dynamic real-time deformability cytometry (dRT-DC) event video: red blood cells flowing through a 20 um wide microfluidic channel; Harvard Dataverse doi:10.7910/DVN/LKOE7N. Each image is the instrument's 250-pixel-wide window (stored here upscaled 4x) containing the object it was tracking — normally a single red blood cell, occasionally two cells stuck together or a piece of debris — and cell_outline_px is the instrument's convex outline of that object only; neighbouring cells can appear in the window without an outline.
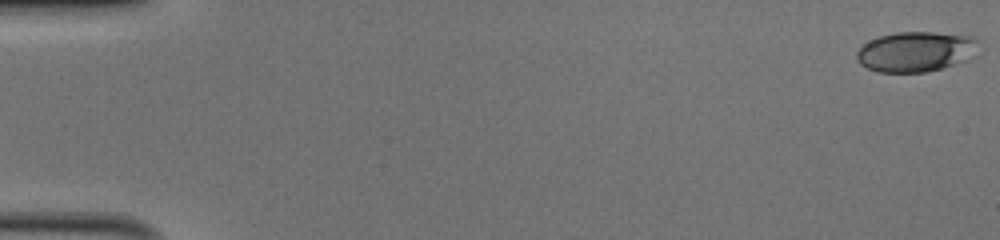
{"species": "human", "species_latin": "Homo sapiens", "temperature_condition": "cold", "stored_images_in_passage": 51, "camera_frame_rate_fps": 3000, "um_per_image_px": 0.085, "donor": {"sex": "male"}, "frame": {"image": 1, "passage_image": 1, "time_ms": 0.0, "image_size_px": [1000, 240], "cell_outline_px": [[980, 40], [976, 56], [940, 68], [924, 72], [876, 72], [860, 64], [856, 60], [856, 52], [864, 44], [880, 36], [896, 32], [932, 32], [976, 36]], "centroid_in_image_um": [77.88, 4.38], "position_along_channel_um": 7.1, "area_um2": 28.67}}
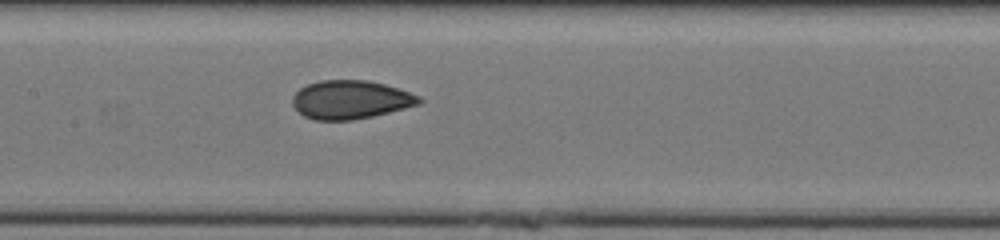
{"frame": {"image": 2, "passage_image": 26, "time_ms": 8.333, "image_size_px": [1000, 240], "cell_outline_px": [[424, 100], [420, 104], [372, 116], [352, 120], [312, 120], [304, 116], [292, 104], [292, 96], [300, 88], [308, 84], [320, 80], [368, 80], [384, 84], [420, 96]], "centroid_in_image_um": [29.78, 8.47], "position_along_channel_um": 177.6, "area_um2": 28.32}}
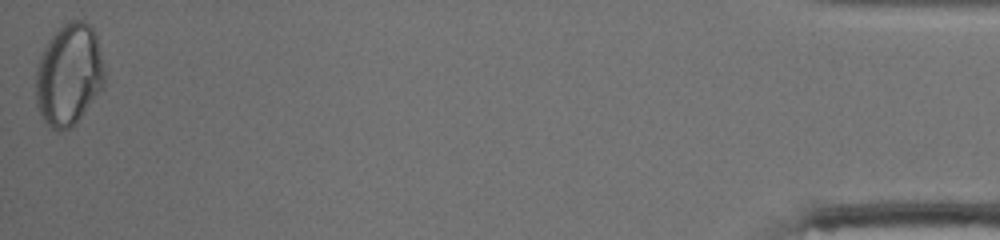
{"frame": {"image": 3, "passage_image": 51, "time_ms": 16.667, "image_size_px": [1000, 240], "cell_outline_px": [[104, 84], [76, 124], [72, 128], [56, 132], [44, 120], [36, 108], [36, 64], [48, 40], [68, 20], [84, 20], [96, 32], [104, 64]], "centroid_in_image_um": [5.85, 6.36], "position_along_channel_um": 429.4, "area_um2": 41.04}, "authors_computed_cell_mechanics": {"area_um2": 28.4954, "velocity_mm_per_s": 4.0939, "shape_relaxation_time_tau1_ms": null, "shape_relaxation_time_tau2_ms": 0.7314, "deformation_change_tau1": null, "deformation_change_tau2": 0.0289}}